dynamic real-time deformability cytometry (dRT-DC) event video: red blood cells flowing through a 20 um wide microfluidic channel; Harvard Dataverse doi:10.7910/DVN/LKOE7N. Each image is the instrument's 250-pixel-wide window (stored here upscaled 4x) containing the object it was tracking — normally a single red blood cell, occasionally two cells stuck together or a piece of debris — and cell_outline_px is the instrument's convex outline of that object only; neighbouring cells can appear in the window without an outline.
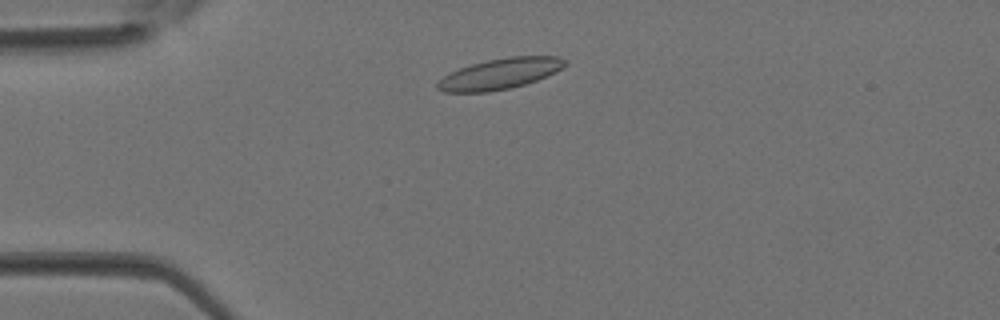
{"species": "Egyptian fruit bat (a non-hibernating species)", "species_latin": "Rousettus aegyptiacus", "temperature_condition": "room temperature", "stored_images_in_passage": 1, "camera_frame_rate_fps": 3000, "um_per_image_px": 0.085, "animal": {"sex": "female"}, "frame": {"image": 1, "passage_image": 1, "time_ms": 0.0, "image_size_px": [1000, 320], "cell_outline_px": [[568, 64], [556, 72], [536, 80], [524, 84], [508, 88], [488, 92], [444, 92], [436, 88], [436, 84], [444, 76], [460, 68], [472, 64], [488, 60], [508, 56], [560, 56], [568, 60]], "centroid_in_image_um": [42.54, 6.26], "position_along_channel_um": 42.5, "area_um2": 22.77}}